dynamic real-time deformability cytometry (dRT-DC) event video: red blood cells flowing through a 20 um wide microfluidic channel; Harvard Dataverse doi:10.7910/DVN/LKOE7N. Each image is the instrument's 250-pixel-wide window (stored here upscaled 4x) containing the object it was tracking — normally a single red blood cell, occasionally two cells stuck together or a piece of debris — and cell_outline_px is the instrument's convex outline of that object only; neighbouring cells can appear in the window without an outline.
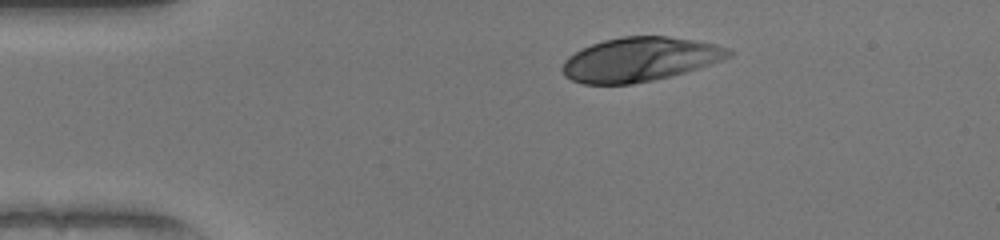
{"species": "human", "species_latin": "Homo sapiens", "temperature_condition": "warm", "stored_images_in_passage": 33, "camera_frame_rate_fps": 3000, "um_per_image_px": 0.085, "donor": {"sex": "female"}, "frame": {"image": 1, "passage_image": 1, "time_ms": 0.0, "image_size_px": [1000, 240], "cell_outline_px": [[732, 56], [684, 72], [652, 80], [632, 84], [584, 84], [572, 80], [564, 76], [560, 68], [564, 60], [568, 56], [592, 44], [604, 40], [624, 36], [668, 36], [716, 44], [728, 48], [732, 52]], "centroid_in_image_um": [54.34, 5.05], "position_along_channel_um": 30.7, "area_um2": 42.37}}
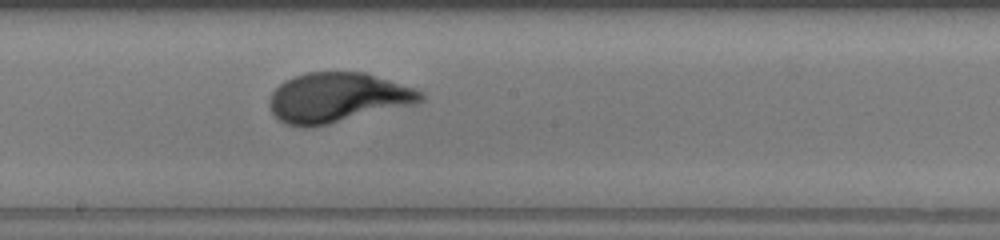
{"frame": {"image": 2, "passage_image": 19, "time_ms": 6.0, "image_size_px": [1000, 240], "cell_outline_px": [[424, 100], [416, 104], [328, 124], [308, 128], [304, 128], [284, 124], [272, 112], [268, 104], [268, 100], [272, 92], [284, 80], [292, 76], [304, 72], [364, 72], [416, 88], [424, 92]], "centroid_in_image_um": [28.68, 8.29], "position_along_channel_um": 219.5, "area_um2": 44.22}}
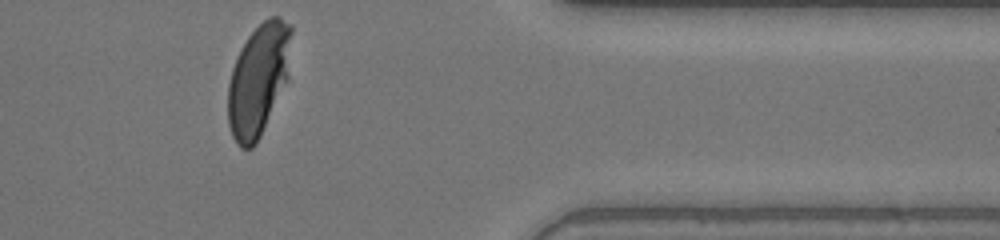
{"frame": {"image": 3, "passage_image": 33, "time_ms": 10.667, "image_size_px": [1000, 240], "cell_outline_px": [[292, 32], [288, 80], [256, 144], [252, 148], [240, 148], [236, 144], [232, 136], [228, 124], [228, 84], [232, 68], [248, 36], [268, 16], [280, 16], [292, 24]], "centroid_in_image_um": [21.98, 6.77], "position_along_channel_um": 389.4, "area_um2": 41.5}, "authors_computed_cell_mechanics": {"area_um2": 43.061, "velocity_mm_per_s": 4.0863, "shape_relaxation_time_tau1_ms": 3.3793, "shape_relaxation_time_tau2_ms": null, "deformation_change_tau1": 0.2163, "deformation_change_tau2": null}}